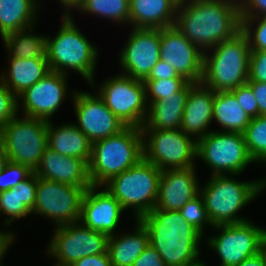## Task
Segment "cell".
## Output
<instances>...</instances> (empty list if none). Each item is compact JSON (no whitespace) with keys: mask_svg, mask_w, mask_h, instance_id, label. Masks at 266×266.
I'll list each match as a JSON object with an SVG mask.
<instances>
[{"mask_svg":"<svg viewBox=\"0 0 266 266\" xmlns=\"http://www.w3.org/2000/svg\"><path fill=\"white\" fill-rule=\"evenodd\" d=\"M174 26L206 52L241 31L240 10L222 0H191L178 4Z\"/></svg>","mask_w":266,"mask_h":266,"instance_id":"6da1fadb","label":"cell"},{"mask_svg":"<svg viewBox=\"0 0 266 266\" xmlns=\"http://www.w3.org/2000/svg\"><path fill=\"white\" fill-rule=\"evenodd\" d=\"M139 220L148 230L150 245L161 255L166 266H189L200 260L203 235L182 217L180 211L152 210Z\"/></svg>","mask_w":266,"mask_h":266,"instance_id":"7a4b0ae2","label":"cell"},{"mask_svg":"<svg viewBox=\"0 0 266 266\" xmlns=\"http://www.w3.org/2000/svg\"><path fill=\"white\" fill-rule=\"evenodd\" d=\"M207 182L200 187L206 211L212 225L232 224L247 221L238 216V211L262 191L266 190V179L253 181H236L229 175H210Z\"/></svg>","mask_w":266,"mask_h":266,"instance_id":"3957f363","label":"cell"},{"mask_svg":"<svg viewBox=\"0 0 266 266\" xmlns=\"http://www.w3.org/2000/svg\"><path fill=\"white\" fill-rule=\"evenodd\" d=\"M143 158L141 128L126 126L118 134L92 144L88 172L93 186H103Z\"/></svg>","mask_w":266,"mask_h":266,"instance_id":"277c9868","label":"cell"},{"mask_svg":"<svg viewBox=\"0 0 266 266\" xmlns=\"http://www.w3.org/2000/svg\"><path fill=\"white\" fill-rule=\"evenodd\" d=\"M54 38L47 36V61L50 70L68 75L77 71L89 85L94 86L98 50L77 28L71 14H63ZM67 71V72H66Z\"/></svg>","mask_w":266,"mask_h":266,"instance_id":"5b68a950","label":"cell"},{"mask_svg":"<svg viewBox=\"0 0 266 266\" xmlns=\"http://www.w3.org/2000/svg\"><path fill=\"white\" fill-rule=\"evenodd\" d=\"M209 50H212L211 55L203 53L201 82L205 86L219 92L231 91L247 83L251 50L242 31Z\"/></svg>","mask_w":266,"mask_h":266,"instance_id":"8992f818","label":"cell"},{"mask_svg":"<svg viewBox=\"0 0 266 266\" xmlns=\"http://www.w3.org/2000/svg\"><path fill=\"white\" fill-rule=\"evenodd\" d=\"M160 176L161 170L142 158L101 188L108 190L124 210L132 208L135 219L139 220L155 208Z\"/></svg>","mask_w":266,"mask_h":266,"instance_id":"52a82bcc","label":"cell"},{"mask_svg":"<svg viewBox=\"0 0 266 266\" xmlns=\"http://www.w3.org/2000/svg\"><path fill=\"white\" fill-rule=\"evenodd\" d=\"M0 142L9 161L35 171L48 146V121L16 115L0 130Z\"/></svg>","mask_w":266,"mask_h":266,"instance_id":"ba28073f","label":"cell"},{"mask_svg":"<svg viewBox=\"0 0 266 266\" xmlns=\"http://www.w3.org/2000/svg\"><path fill=\"white\" fill-rule=\"evenodd\" d=\"M197 158L211 168V175H241L255 161L243 134L212 130L197 141Z\"/></svg>","mask_w":266,"mask_h":266,"instance_id":"9c48e42d","label":"cell"},{"mask_svg":"<svg viewBox=\"0 0 266 266\" xmlns=\"http://www.w3.org/2000/svg\"><path fill=\"white\" fill-rule=\"evenodd\" d=\"M143 158L160 170L195 167L197 141L181 129L141 130Z\"/></svg>","mask_w":266,"mask_h":266,"instance_id":"30bf717a","label":"cell"},{"mask_svg":"<svg viewBox=\"0 0 266 266\" xmlns=\"http://www.w3.org/2000/svg\"><path fill=\"white\" fill-rule=\"evenodd\" d=\"M96 93L125 126L142 128L148 114L143 81L120 73L103 81Z\"/></svg>","mask_w":266,"mask_h":266,"instance_id":"8fae6325","label":"cell"},{"mask_svg":"<svg viewBox=\"0 0 266 266\" xmlns=\"http://www.w3.org/2000/svg\"><path fill=\"white\" fill-rule=\"evenodd\" d=\"M109 236L73 222L55 227L47 245V254L56 258L53 266H71L75 261L96 254L106 253Z\"/></svg>","mask_w":266,"mask_h":266,"instance_id":"7c38bea8","label":"cell"},{"mask_svg":"<svg viewBox=\"0 0 266 266\" xmlns=\"http://www.w3.org/2000/svg\"><path fill=\"white\" fill-rule=\"evenodd\" d=\"M211 228L220 231L219 235L208 237L206 243L219 255L221 260L219 266H237L261 250L264 227H258L250 220L215 225Z\"/></svg>","mask_w":266,"mask_h":266,"instance_id":"4fadbf2b","label":"cell"},{"mask_svg":"<svg viewBox=\"0 0 266 266\" xmlns=\"http://www.w3.org/2000/svg\"><path fill=\"white\" fill-rule=\"evenodd\" d=\"M87 189L37 177V195L32 214L49 218L55 222V227L77 222Z\"/></svg>","mask_w":266,"mask_h":266,"instance_id":"5bb4252c","label":"cell"},{"mask_svg":"<svg viewBox=\"0 0 266 266\" xmlns=\"http://www.w3.org/2000/svg\"><path fill=\"white\" fill-rule=\"evenodd\" d=\"M72 94L71 99L77 116L75 125L92 144L118 134L126 127L105 105L96 91L91 94L74 90Z\"/></svg>","mask_w":266,"mask_h":266,"instance_id":"9a60e30c","label":"cell"},{"mask_svg":"<svg viewBox=\"0 0 266 266\" xmlns=\"http://www.w3.org/2000/svg\"><path fill=\"white\" fill-rule=\"evenodd\" d=\"M67 77L66 74L51 70L17 97L18 113L22 109L23 116L51 121L69 94ZM21 100L23 106H20Z\"/></svg>","mask_w":266,"mask_h":266,"instance_id":"2e32d148","label":"cell"},{"mask_svg":"<svg viewBox=\"0 0 266 266\" xmlns=\"http://www.w3.org/2000/svg\"><path fill=\"white\" fill-rule=\"evenodd\" d=\"M160 54V29L132 28L118 56L121 74L144 81L160 60Z\"/></svg>","mask_w":266,"mask_h":266,"instance_id":"e0dca14e","label":"cell"},{"mask_svg":"<svg viewBox=\"0 0 266 266\" xmlns=\"http://www.w3.org/2000/svg\"><path fill=\"white\" fill-rule=\"evenodd\" d=\"M160 59L187 81L199 83L203 76V51L174 25L160 29Z\"/></svg>","mask_w":266,"mask_h":266,"instance_id":"ac0fdd59","label":"cell"},{"mask_svg":"<svg viewBox=\"0 0 266 266\" xmlns=\"http://www.w3.org/2000/svg\"><path fill=\"white\" fill-rule=\"evenodd\" d=\"M99 188L92 185L85 191L79 221L94 231L114 235L124 209L108 190Z\"/></svg>","mask_w":266,"mask_h":266,"instance_id":"d6986e66","label":"cell"},{"mask_svg":"<svg viewBox=\"0 0 266 266\" xmlns=\"http://www.w3.org/2000/svg\"><path fill=\"white\" fill-rule=\"evenodd\" d=\"M196 167L161 170L158 199L153 210L179 211L199 195Z\"/></svg>","mask_w":266,"mask_h":266,"instance_id":"ffe728a7","label":"cell"},{"mask_svg":"<svg viewBox=\"0 0 266 266\" xmlns=\"http://www.w3.org/2000/svg\"><path fill=\"white\" fill-rule=\"evenodd\" d=\"M34 173L39 178L75 187L89 188L92 186L88 164L83 159L61 155L48 146Z\"/></svg>","mask_w":266,"mask_h":266,"instance_id":"44dd1931","label":"cell"},{"mask_svg":"<svg viewBox=\"0 0 266 266\" xmlns=\"http://www.w3.org/2000/svg\"><path fill=\"white\" fill-rule=\"evenodd\" d=\"M214 93L202 82L194 83L189 89L180 129L196 141L211 132L208 127L213 121Z\"/></svg>","mask_w":266,"mask_h":266,"instance_id":"7402d4cb","label":"cell"},{"mask_svg":"<svg viewBox=\"0 0 266 266\" xmlns=\"http://www.w3.org/2000/svg\"><path fill=\"white\" fill-rule=\"evenodd\" d=\"M193 82H188L180 91L167 98L152 102L148 106V114L141 130L180 129L182 117Z\"/></svg>","mask_w":266,"mask_h":266,"instance_id":"603a6c76","label":"cell"},{"mask_svg":"<svg viewBox=\"0 0 266 266\" xmlns=\"http://www.w3.org/2000/svg\"><path fill=\"white\" fill-rule=\"evenodd\" d=\"M178 3L175 0H130L132 28L163 29L174 25Z\"/></svg>","mask_w":266,"mask_h":266,"instance_id":"cb8c5ba5","label":"cell"},{"mask_svg":"<svg viewBox=\"0 0 266 266\" xmlns=\"http://www.w3.org/2000/svg\"><path fill=\"white\" fill-rule=\"evenodd\" d=\"M7 72L1 73L0 81L18 97L30 86L46 76L51 70L47 58H7ZM5 75V76H4Z\"/></svg>","mask_w":266,"mask_h":266,"instance_id":"d4e9b609","label":"cell"},{"mask_svg":"<svg viewBox=\"0 0 266 266\" xmlns=\"http://www.w3.org/2000/svg\"><path fill=\"white\" fill-rule=\"evenodd\" d=\"M48 147L61 155L83 159L87 164L91 158L92 143L73 122L56 127L53 121H48Z\"/></svg>","mask_w":266,"mask_h":266,"instance_id":"484cf974","label":"cell"},{"mask_svg":"<svg viewBox=\"0 0 266 266\" xmlns=\"http://www.w3.org/2000/svg\"><path fill=\"white\" fill-rule=\"evenodd\" d=\"M37 195V175L33 172L16 187L0 192V214L6 217L5 225L32 215ZM2 212V213H1Z\"/></svg>","mask_w":266,"mask_h":266,"instance_id":"4316f807","label":"cell"},{"mask_svg":"<svg viewBox=\"0 0 266 266\" xmlns=\"http://www.w3.org/2000/svg\"><path fill=\"white\" fill-rule=\"evenodd\" d=\"M132 233L110 235L108 238V253L112 266H132L135 260L150 245L149 233L140 220H136Z\"/></svg>","mask_w":266,"mask_h":266,"instance_id":"83f0119b","label":"cell"},{"mask_svg":"<svg viewBox=\"0 0 266 266\" xmlns=\"http://www.w3.org/2000/svg\"><path fill=\"white\" fill-rule=\"evenodd\" d=\"M39 0H0V34L4 35L35 26Z\"/></svg>","mask_w":266,"mask_h":266,"instance_id":"f1b7e54d","label":"cell"},{"mask_svg":"<svg viewBox=\"0 0 266 266\" xmlns=\"http://www.w3.org/2000/svg\"><path fill=\"white\" fill-rule=\"evenodd\" d=\"M214 120L221 125L222 131L243 134L251 118L241 108L231 91H219L214 93Z\"/></svg>","mask_w":266,"mask_h":266,"instance_id":"f546056e","label":"cell"},{"mask_svg":"<svg viewBox=\"0 0 266 266\" xmlns=\"http://www.w3.org/2000/svg\"><path fill=\"white\" fill-rule=\"evenodd\" d=\"M33 30L34 26L2 37L9 58H47V36L34 35Z\"/></svg>","mask_w":266,"mask_h":266,"instance_id":"4dcf8cb0","label":"cell"},{"mask_svg":"<svg viewBox=\"0 0 266 266\" xmlns=\"http://www.w3.org/2000/svg\"><path fill=\"white\" fill-rule=\"evenodd\" d=\"M75 9L122 25L130 23V0H81Z\"/></svg>","mask_w":266,"mask_h":266,"instance_id":"1f68e13d","label":"cell"},{"mask_svg":"<svg viewBox=\"0 0 266 266\" xmlns=\"http://www.w3.org/2000/svg\"><path fill=\"white\" fill-rule=\"evenodd\" d=\"M243 136L248 153L255 163L266 164V116L251 118Z\"/></svg>","mask_w":266,"mask_h":266,"instance_id":"d6a6232c","label":"cell"},{"mask_svg":"<svg viewBox=\"0 0 266 266\" xmlns=\"http://www.w3.org/2000/svg\"><path fill=\"white\" fill-rule=\"evenodd\" d=\"M146 101L148 106L152 102L160 101L167 96L180 91L189 81L185 78H171L160 80H144Z\"/></svg>","mask_w":266,"mask_h":266,"instance_id":"836d02e7","label":"cell"},{"mask_svg":"<svg viewBox=\"0 0 266 266\" xmlns=\"http://www.w3.org/2000/svg\"><path fill=\"white\" fill-rule=\"evenodd\" d=\"M179 211L182 217L202 235H204V226L213 227L200 194L187 202Z\"/></svg>","mask_w":266,"mask_h":266,"instance_id":"e575fe53","label":"cell"},{"mask_svg":"<svg viewBox=\"0 0 266 266\" xmlns=\"http://www.w3.org/2000/svg\"><path fill=\"white\" fill-rule=\"evenodd\" d=\"M254 23L257 27H255V29L253 30ZM241 31L246 35L251 51L266 50L265 16L241 18Z\"/></svg>","mask_w":266,"mask_h":266,"instance_id":"d590c367","label":"cell"},{"mask_svg":"<svg viewBox=\"0 0 266 266\" xmlns=\"http://www.w3.org/2000/svg\"><path fill=\"white\" fill-rule=\"evenodd\" d=\"M34 171L29 167L9 161L0 174V192L16 187L27 179Z\"/></svg>","mask_w":266,"mask_h":266,"instance_id":"8d00e7d4","label":"cell"},{"mask_svg":"<svg viewBox=\"0 0 266 266\" xmlns=\"http://www.w3.org/2000/svg\"><path fill=\"white\" fill-rule=\"evenodd\" d=\"M16 115L17 97L0 81V130Z\"/></svg>","mask_w":266,"mask_h":266,"instance_id":"74e56055","label":"cell"},{"mask_svg":"<svg viewBox=\"0 0 266 266\" xmlns=\"http://www.w3.org/2000/svg\"><path fill=\"white\" fill-rule=\"evenodd\" d=\"M231 92L235 95L239 105L250 118H256L260 115L257 100L247 83L231 90Z\"/></svg>","mask_w":266,"mask_h":266,"instance_id":"f35d334b","label":"cell"},{"mask_svg":"<svg viewBox=\"0 0 266 266\" xmlns=\"http://www.w3.org/2000/svg\"><path fill=\"white\" fill-rule=\"evenodd\" d=\"M248 80L266 83V50L251 51Z\"/></svg>","mask_w":266,"mask_h":266,"instance_id":"ab89813d","label":"cell"},{"mask_svg":"<svg viewBox=\"0 0 266 266\" xmlns=\"http://www.w3.org/2000/svg\"><path fill=\"white\" fill-rule=\"evenodd\" d=\"M171 78H184L178 75V73L171 68L165 61L161 59L151 69L148 77L145 80H160V79H171Z\"/></svg>","mask_w":266,"mask_h":266,"instance_id":"60d3db41","label":"cell"},{"mask_svg":"<svg viewBox=\"0 0 266 266\" xmlns=\"http://www.w3.org/2000/svg\"><path fill=\"white\" fill-rule=\"evenodd\" d=\"M132 266H166L161 255L149 245Z\"/></svg>","mask_w":266,"mask_h":266,"instance_id":"b9f144b4","label":"cell"},{"mask_svg":"<svg viewBox=\"0 0 266 266\" xmlns=\"http://www.w3.org/2000/svg\"><path fill=\"white\" fill-rule=\"evenodd\" d=\"M241 18L266 17V0H248L240 10Z\"/></svg>","mask_w":266,"mask_h":266,"instance_id":"7bdbcfd3","label":"cell"},{"mask_svg":"<svg viewBox=\"0 0 266 266\" xmlns=\"http://www.w3.org/2000/svg\"><path fill=\"white\" fill-rule=\"evenodd\" d=\"M247 84L251 87L257 100L259 114L266 116V83L248 80Z\"/></svg>","mask_w":266,"mask_h":266,"instance_id":"ee69618b","label":"cell"},{"mask_svg":"<svg viewBox=\"0 0 266 266\" xmlns=\"http://www.w3.org/2000/svg\"><path fill=\"white\" fill-rule=\"evenodd\" d=\"M71 266H112L108 251L102 254L85 256Z\"/></svg>","mask_w":266,"mask_h":266,"instance_id":"f6af8a7d","label":"cell"},{"mask_svg":"<svg viewBox=\"0 0 266 266\" xmlns=\"http://www.w3.org/2000/svg\"><path fill=\"white\" fill-rule=\"evenodd\" d=\"M237 266H266L265 257L261 252L258 254L244 259L239 265Z\"/></svg>","mask_w":266,"mask_h":266,"instance_id":"bcb514c9","label":"cell"},{"mask_svg":"<svg viewBox=\"0 0 266 266\" xmlns=\"http://www.w3.org/2000/svg\"><path fill=\"white\" fill-rule=\"evenodd\" d=\"M15 234L12 232L0 231V254L14 242Z\"/></svg>","mask_w":266,"mask_h":266,"instance_id":"7dc6e473","label":"cell"},{"mask_svg":"<svg viewBox=\"0 0 266 266\" xmlns=\"http://www.w3.org/2000/svg\"><path fill=\"white\" fill-rule=\"evenodd\" d=\"M62 8H64L63 14H71L72 10L75 9L81 2V0H59ZM73 8V9H72Z\"/></svg>","mask_w":266,"mask_h":266,"instance_id":"c3c4849f","label":"cell"},{"mask_svg":"<svg viewBox=\"0 0 266 266\" xmlns=\"http://www.w3.org/2000/svg\"><path fill=\"white\" fill-rule=\"evenodd\" d=\"M8 162H9L8 155L4 149L3 144L0 142V174L4 170Z\"/></svg>","mask_w":266,"mask_h":266,"instance_id":"681fc988","label":"cell"},{"mask_svg":"<svg viewBox=\"0 0 266 266\" xmlns=\"http://www.w3.org/2000/svg\"><path fill=\"white\" fill-rule=\"evenodd\" d=\"M241 10L248 0H222Z\"/></svg>","mask_w":266,"mask_h":266,"instance_id":"f907efd6","label":"cell"},{"mask_svg":"<svg viewBox=\"0 0 266 266\" xmlns=\"http://www.w3.org/2000/svg\"><path fill=\"white\" fill-rule=\"evenodd\" d=\"M260 252L263 254L266 260V228H264V231H263Z\"/></svg>","mask_w":266,"mask_h":266,"instance_id":"816d5d0a","label":"cell"},{"mask_svg":"<svg viewBox=\"0 0 266 266\" xmlns=\"http://www.w3.org/2000/svg\"><path fill=\"white\" fill-rule=\"evenodd\" d=\"M12 245V243L0 254V266H3L2 265V260L4 258V254L6 253L7 249H9V247Z\"/></svg>","mask_w":266,"mask_h":266,"instance_id":"f5cc1de1","label":"cell"},{"mask_svg":"<svg viewBox=\"0 0 266 266\" xmlns=\"http://www.w3.org/2000/svg\"><path fill=\"white\" fill-rule=\"evenodd\" d=\"M189 266H207L202 260H199L198 262L191 264Z\"/></svg>","mask_w":266,"mask_h":266,"instance_id":"db71d44e","label":"cell"},{"mask_svg":"<svg viewBox=\"0 0 266 266\" xmlns=\"http://www.w3.org/2000/svg\"><path fill=\"white\" fill-rule=\"evenodd\" d=\"M178 4L185 3L191 0H175Z\"/></svg>","mask_w":266,"mask_h":266,"instance_id":"11a10c76","label":"cell"}]
</instances>
